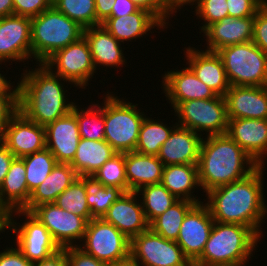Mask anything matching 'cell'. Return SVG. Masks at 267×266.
I'll list each match as a JSON object with an SVG mask.
<instances>
[{"instance_id":"obj_1","label":"cell","mask_w":267,"mask_h":266,"mask_svg":"<svg viewBox=\"0 0 267 266\" xmlns=\"http://www.w3.org/2000/svg\"><path fill=\"white\" fill-rule=\"evenodd\" d=\"M265 166H258L247 177L208 191L204 204L214 221L250 227L260 238L261 227L267 217V200L264 192ZM265 194V195H264ZM266 200V201H265ZM264 219V220H263Z\"/></svg>"},{"instance_id":"obj_2","label":"cell","mask_w":267,"mask_h":266,"mask_svg":"<svg viewBox=\"0 0 267 266\" xmlns=\"http://www.w3.org/2000/svg\"><path fill=\"white\" fill-rule=\"evenodd\" d=\"M34 66L33 69H22L18 107L26 118L45 127L72 110L76 102L69 101L68 96L71 93L65 88H68L69 84L72 88L73 84L54 74L43 63Z\"/></svg>"},{"instance_id":"obj_3","label":"cell","mask_w":267,"mask_h":266,"mask_svg":"<svg viewBox=\"0 0 267 266\" xmlns=\"http://www.w3.org/2000/svg\"><path fill=\"white\" fill-rule=\"evenodd\" d=\"M258 166L227 134L203 137L197 164L202 193L241 180Z\"/></svg>"},{"instance_id":"obj_4","label":"cell","mask_w":267,"mask_h":266,"mask_svg":"<svg viewBox=\"0 0 267 266\" xmlns=\"http://www.w3.org/2000/svg\"><path fill=\"white\" fill-rule=\"evenodd\" d=\"M261 240L250 227L215 221L202 254L192 264L227 266L249 262Z\"/></svg>"},{"instance_id":"obj_5","label":"cell","mask_w":267,"mask_h":266,"mask_svg":"<svg viewBox=\"0 0 267 266\" xmlns=\"http://www.w3.org/2000/svg\"><path fill=\"white\" fill-rule=\"evenodd\" d=\"M84 28L54 6L31 18L32 58L44 63L57 50L83 37Z\"/></svg>"},{"instance_id":"obj_6","label":"cell","mask_w":267,"mask_h":266,"mask_svg":"<svg viewBox=\"0 0 267 266\" xmlns=\"http://www.w3.org/2000/svg\"><path fill=\"white\" fill-rule=\"evenodd\" d=\"M112 92H105L104 122L106 140L116 153H128L135 151L139 131L146 112L138 107V104L126 101ZM116 95V96H115Z\"/></svg>"},{"instance_id":"obj_7","label":"cell","mask_w":267,"mask_h":266,"mask_svg":"<svg viewBox=\"0 0 267 266\" xmlns=\"http://www.w3.org/2000/svg\"><path fill=\"white\" fill-rule=\"evenodd\" d=\"M230 86H267V55L252 41L216 51Z\"/></svg>"},{"instance_id":"obj_8","label":"cell","mask_w":267,"mask_h":266,"mask_svg":"<svg viewBox=\"0 0 267 266\" xmlns=\"http://www.w3.org/2000/svg\"><path fill=\"white\" fill-rule=\"evenodd\" d=\"M174 113L178 126L193 130L201 136L226 134L229 119L224 96L181 102Z\"/></svg>"},{"instance_id":"obj_9","label":"cell","mask_w":267,"mask_h":266,"mask_svg":"<svg viewBox=\"0 0 267 266\" xmlns=\"http://www.w3.org/2000/svg\"><path fill=\"white\" fill-rule=\"evenodd\" d=\"M81 242L79 248L109 265L130 258V240L103 218H94L87 223Z\"/></svg>"},{"instance_id":"obj_10","label":"cell","mask_w":267,"mask_h":266,"mask_svg":"<svg viewBox=\"0 0 267 266\" xmlns=\"http://www.w3.org/2000/svg\"><path fill=\"white\" fill-rule=\"evenodd\" d=\"M21 216L20 222H23H17ZM10 230L11 235L16 236L12 239L14 245L32 263L47 259L61 249L46 227L30 212L11 211Z\"/></svg>"},{"instance_id":"obj_11","label":"cell","mask_w":267,"mask_h":266,"mask_svg":"<svg viewBox=\"0 0 267 266\" xmlns=\"http://www.w3.org/2000/svg\"><path fill=\"white\" fill-rule=\"evenodd\" d=\"M43 64L54 74L71 82L76 89L86 90V86L88 87L97 72L84 36L57 50Z\"/></svg>"},{"instance_id":"obj_12","label":"cell","mask_w":267,"mask_h":266,"mask_svg":"<svg viewBox=\"0 0 267 266\" xmlns=\"http://www.w3.org/2000/svg\"><path fill=\"white\" fill-rule=\"evenodd\" d=\"M130 258L141 266H193L176 241L150 228L130 240Z\"/></svg>"},{"instance_id":"obj_13","label":"cell","mask_w":267,"mask_h":266,"mask_svg":"<svg viewBox=\"0 0 267 266\" xmlns=\"http://www.w3.org/2000/svg\"><path fill=\"white\" fill-rule=\"evenodd\" d=\"M30 213L46 227L61 249L81 243L88 223L84 217L68 212L54 203L41 204Z\"/></svg>"},{"instance_id":"obj_14","label":"cell","mask_w":267,"mask_h":266,"mask_svg":"<svg viewBox=\"0 0 267 266\" xmlns=\"http://www.w3.org/2000/svg\"><path fill=\"white\" fill-rule=\"evenodd\" d=\"M33 62L31 45V18L21 15L0 17V63L13 65ZM11 62V63H10Z\"/></svg>"},{"instance_id":"obj_15","label":"cell","mask_w":267,"mask_h":266,"mask_svg":"<svg viewBox=\"0 0 267 266\" xmlns=\"http://www.w3.org/2000/svg\"><path fill=\"white\" fill-rule=\"evenodd\" d=\"M1 142L16 158L33 154L46 147L45 127L18 111L4 127Z\"/></svg>"},{"instance_id":"obj_16","label":"cell","mask_w":267,"mask_h":266,"mask_svg":"<svg viewBox=\"0 0 267 266\" xmlns=\"http://www.w3.org/2000/svg\"><path fill=\"white\" fill-rule=\"evenodd\" d=\"M214 222L204 202L196 204L185 216L176 242L191 263L202 254Z\"/></svg>"},{"instance_id":"obj_17","label":"cell","mask_w":267,"mask_h":266,"mask_svg":"<svg viewBox=\"0 0 267 266\" xmlns=\"http://www.w3.org/2000/svg\"><path fill=\"white\" fill-rule=\"evenodd\" d=\"M182 69L172 70L162 74L161 89L170 106L175 109L181 102L194 99L215 98L216 93L195 76L185 64Z\"/></svg>"},{"instance_id":"obj_18","label":"cell","mask_w":267,"mask_h":266,"mask_svg":"<svg viewBox=\"0 0 267 266\" xmlns=\"http://www.w3.org/2000/svg\"><path fill=\"white\" fill-rule=\"evenodd\" d=\"M226 134L259 166L267 164V119H229Z\"/></svg>"},{"instance_id":"obj_19","label":"cell","mask_w":267,"mask_h":266,"mask_svg":"<svg viewBox=\"0 0 267 266\" xmlns=\"http://www.w3.org/2000/svg\"><path fill=\"white\" fill-rule=\"evenodd\" d=\"M183 55L186 65L195 76L211 88L216 95L225 96L230 88L223 62L217 52L185 47Z\"/></svg>"},{"instance_id":"obj_20","label":"cell","mask_w":267,"mask_h":266,"mask_svg":"<svg viewBox=\"0 0 267 266\" xmlns=\"http://www.w3.org/2000/svg\"><path fill=\"white\" fill-rule=\"evenodd\" d=\"M139 198L136 192L123 193L103 216L106 222L115 226L129 240L149 229Z\"/></svg>"},{"instance_id":"obj_21","label":"cell","mask_w":267,"mask_h":266,"mask_svg":"<svg viewBox=\"0 0 267 266\" xmlns=\"http://www.w3.org/2000/svg\"><path fill=\"white\" fill-rule=\"evenodd\" d=\"M46 148L58 163L70 164L80 141L75 114L70 111L45 126Z\"/></svg>"},{"instance_id":"obj_22","label":"cell","mask_w":267,"mask_h":266,"mask_svg":"<svg viewBox=\"0 0 267 266\" xmlns=\"http://www.w3.org/2000/svg\"><path fill=\"white\" fill-rule=\"evenodd\" d=\"M224 97L228 119H267V86H230Z\"/></svg>"},{"instance_id":"obj_23","label":"cell","mask_w":267,"mask_h":266,"mask_svg":"<svg viewBox=\"0 0 267 266\" xmlns=\"http://www.w3.org/2000/svg\"><path fill=\"white\" fill-rule=\"evenodd\" d=\"M255 16L233 18L226 16L222 20L209 25L202 33L206 37L205 50H217L236 44L252 41Z\"/></svg>"},{"instance_id":"obj_24","label":"cell","mask_w":267,"mask_h":266,"mask_svg":"<svg viewBox=\"0 0 267 266\" xmlns=\"http://www.w3.org/2000/svg\"><path fill=\"white\" fill-rule=\"evenodd\" d=\"M201 136L181 126H176L162 144L157 157L166 165L198 164Z\"/></svg>"},{"instance_id":"obj_25","label":"cell","mask_w":267,"mask_h":266,"mask_svg":"<svg viewBox=\"0 0 267 266\" xmlns=\"http://www.w3.org/2000/svg\"><path fill=\"white\" fill-rule=\"evenodd\" d=\"M83 36L88 42L97 72L99 69L101 71V68L104 70L103 67L104 71L114 67L116 70L123 65L126 67L128 58L123 53L125 47H122V44L102 24L84 29Z\"/></svg>"},{"instance_id":"obj_26","label":"cell","mask_w":267,"mask_h":266,"mask_svg":"<svg viewBox=\"0 0 267 266\" xmlns=\"http://www.w3.org/2000/svg\"><path fill=\"white\" fill-rule=\"evenodd\" d=\"M102 25L123 45L125 41L128 43L136 42L137 39L152 34L156 27L160 32L166 28L153 14L145 9H139L129 16L109 17Z\"/></svg>"},{"instance_id":"obj_27","label":"cell","mask_w":267,"mask_h":266,"mask_svg":"<svg viewBox=\"0 0 267 266\" xmlns=\"http://www.w3.org/2000/svg\"><path fill=\"white\" fill-rule=\"evenodd\" d=\"M128 192L159 184L162 181L164 164L155 155H143L135 151L125 153Z\"/></svg>"},{"instance_id":"obj_28","label":"cell","mask_w":267,"mask_h":266,"mask_svg":"<svg viewBox=\"0 0 267 266\" xmlns=\"http://www.w3.org/2000/svg\"><path fill=\"white\" fill-rule=\"evenodd\" d=\"M78 177L70 164L57 163L46 180L31 192L28 203L21 210L31 212L41 204L54 203Z\"/></svg>"},{"instance_id":"obj_29","label":"cell","mask_w":267,"mask_h":266,"mask_svg":"<svg viewBox=\"0 0 267 266\" xmlns=\"http://www.w3.org/2000/svg\"><path fill=\"white\" fill-rule=\"evenodd\" d=\"M161 184L177 199L189 200L197 204L204 202L194 194L197 192L195 189L201 190L197 164L164 166Z\"/></svg>"},{"instance_id":"obj_30","label":"cell","mask_w":267,"mask_h":266,"mask_svg":"<svg viewBox=\"0 0 267 266\" xmlns=\"http://www.w3.org/2000/svg\"><path fill=\"white\" fill-rule=\"evenodd\" d=\"M116 152L106 140L80 138L75 156L70 163L79 177L91 178Z\"/></svg>"},{"instance_id":"obj_31","label":"cell","mask_w":267,"mask_h":266,"mask_svg":"<svg viewBox=\"0 0 267 266\" xmlns=\"http://www.w3.org/2000/svg\"><path fill=\"white\" fill-rule=\"evenodd\" d=\"M26 168L21 158H15L0 187V205L10 211L21 210L29 201L31 193L26 182Z\"/></svg>"},{"instance_id":"obj_32","label":"cell","mask_w":267,"mask_h":266,"mask_svg":"<svg viewBox=\"0 0 267 266\" xmlns=\"http://www.w3.org/2000/svg\"><path fill=\"white\" fill-rule=\"evenodd\" d=\"M154 119L145 116L140 131L135 152L143 155L159 154L162 144L168 139L173 129L178 125L177 122L169 126L163 121L166 119ZM168 125V126H167Z\"/></svg>"},{"instance_id":"obj_33","label":"cell","mask_w":267,"mask_h":266,"mask_svg":"<svg viewBox=\"0 0 267 266\" xmlns=\"http://www.w3.org/2000/svg\"><path fill=\"white\" fill-rule=\"evenodd\" d=\"M196 204L178 199L168 210L156 217L149 224V228L167 240L176 241L185 216Z\"/></svg>"},{"instance_id":"obj_34","label":"cell","mask_w":267,"mask_h":266,"mask_svg":"<svg viewBox=\"0 0 267 266\" xmlns=\"http://www.w3.org/2000/svg\"><path fill=\"white\" fill-rule=\"evenodd\" d=\"M90 102L91 105L85 106V108L75 103L71 110L76 116L80 138L104 140V103L98 102L95 104V100Z\"/></svg>"},{"instance_id":"obj_35","label":"cell","mask_w":267,"mask_h":266,"mask_svg":"<svg viewBox=\"0 0 267 266\" xmlns=\"http://www.w3.org/2000/svg\"><path fill=\"white\" fill-rule=\"evenodd\" d=\"M136 193L141 197L142 208L149 224L178 200L161 183L144 186Z\"/></svg>"},{"instance_id":"obj_36","label":"cell","mask_w":267,"mask_h":266,"mask_svg":"<svg viewBox=\"0 0 267 266\" xmlns=\"http://www.w3.org/2000/svg\"><path fill=\"white\" fill-rule=\"evenodd\" d=\"M88 187L89 177H78L56 198L54 204L68 212L84 217L89 222L91 212L87 204Z\"/></svg>"},{"instance_id":"obj_37","label":"cell","mask_w":267,"mask_h":266,"mask_svg":"<svg viewBox=\"0 0 267 266\" xmlns=\"http://www.w3.org/2000/svg\"><path fill=\"white\" fill-rule=\"evenodd\" d=\"M21 159L26 168V182L30 193L46 180L58 163L46 147L33 154L23 156Z\"/></svg>"},{"instance_id":"obj_38","label":"cell","mask_w":267,"mask_h":266,"mask_svg":"<svg viewBox=\"0 0 267 266\" xmlns=\"http://www.w3.org/2000/svg\"><path fill=\"white\" fill-rule=\"evenodd\" d=\"M91 180L106 187H117L127 193L125 153L114 154L93 174Z\"/></svg>"},{"instance_id":"obj_39","label":"cell","mask_w":267,"mask_h":266,"mask_svg":"<svg viewBox=\"0 0 267 266\" xmlns=\"http://www.w3.org/2000/svg\"><path fill=\"white\" fill-rule=\"evenodd\" d=\"M52 6L84 29L97 26L95 0H52Z\"/></svg>"},{"instance_id":"obj_40","label":"cell","mask_w":267,"mask_h":266,"mask_svg":"<svg viewBox=\"0 0 267 266\" xmlns=\"http://www.w3.org/2000/svg\"><path fill=\"white\" fill-rule=\"evenodd\" d=\"M123 193L117 187H106L95 183L89 178L87 204L91 212V219L103 218L108 209Z\"/></svg>"},{"instance_id":"obj_41","label":"cell","mask_w":267,"mask_h":266,"mask_svg":"<svg viewBox=\"0 0 267 266\" xmlns=\"http://www.w3.org/2000/svg\"><path fill=\"white\" fill-rule=\"evenodd\" d=\"M191 7L192 9L195 7V11L191 12H195L194 15L197 16L196 19L203 21L201 23L202 26L199 27V35H201L209 25L229 16L226 0H196Z\"/></svg>"},{"instance_id":"obj_42","label":"cell","mask_w":267,"mask_h":266,"mask_svg":"<svg viewBox=\"0 0 267 266\" xmlns=\"http://www.w3.org/2000/svg\"><path fill=\"white\" fill-rule=\"evenodd\" d=\"M140 9H145L153 14L167 29L169 19L176 13L165 3V0H131Z\"/></svg>"},{"instance_id":"obj_43","label":"cell","mask_w":267,"mask_h":266,"mask_svg":"<svg viewBox=\"0 0 267 266\" xmlns=\"http://www.w3.org/2000/svg\"><path fill=\"white\" fill-rule=\"evenodd\" d=\"M228 14L231 17L243 18L255 16L257 11L265 4L262 0H226Z\"/></svg>"},{"instance_id":"obj_44","label":"cell","mask_w":267,"mask_h":266,"mask_svg":"<svg viewBox=\"0 0 267 266\" xmlns=\"http://www.w3.org/2000/svg\"><path fill=\"white\" fill-rule=\"evenodd\" d=\"M14 15L36 17L52 6V0H13Z\"/></svg>"},{"instance_id":"obj_45","label":"cell","mask_w":267,"mask_h":266,"mask_svg":"<svg viewBox=\"0 0 267 266\" xmlns=\"http://www.w3.org/2000/svg\"><path fill=\"white\" fill-rule=\"evenodd\" d=\"M252 42L267 55V3L255 14Z\"/></svg>"},{"instance_id":"obj_46","label":"cell","mask_w":267,"mask_h":266,"mask_svg":"<svg viewBox=\"0 0 267 266\" xmlns=\"http://www.w3.org/2000/svg\"><path fill=\"white\" fill-rule=\"evenodd\" d=\"M63 249L66 252L69 266H111L90 256L78 246H70Z\"/></svg>"},{"instance_id":"obj_47","label":"cell","mask_w":267,"mask_h":266,"mask_svg":"<svg viewBox=\"0 0 267 266\" xmlns=\"http://www.w3.org/2000/svg\"><path fill=\"white\" fill-rule=\"evenodd\" d=\"M19 96L0 95V132L9 123L11 118L19 111Z\"/></svg>"},{"instance_id":"obj_48","label":"cell","mask_w":267,"mask_h":266,"mask_svg":"<svg viewBox=\"0 0 267 266\" xmlns=\"http://www.w3.org/2000/svg\"><path fill=\"white\" fill-rule=\"evenodd\" d=\"M15 245H8L0 251V266H32L23 253Z\"/></svg>"},{"instance_id":"obj_49","label":"cell","mask_w":267,"mask_h":266,"mask_svg":"<svg viewBox=\"0 0 267 266\" xmlns=\"http://www.w3.org/2000/svg\"><path fill=\"white\" fill-rule=\"evenodd\" d=\"M139 9L131 0H114L111 17L129 16Z\"/></svg>"},{"instance_id":"obj_50","label":"cell","mask_w":267,"mask_h":266,"mask_svg":"<svg viewBox=\"0 0 267 266\" xmlns=\"http://www.w3.org/2000/svg\"><path fill=\"white\" fill-rule=\"evenodd\" d=\"M16 157L13 153L0 142V187L8 173L11 163Z\"/></svg>"},{"instance_id":"obj_51","label":"cell","mask_w":267,"mask_h":266,"mask_svg":"<svg viewBox=\"0 0 267 266\" xmlns=\"http://www.w3.org/2000/svg\"><path fill=\"white\" fill-rule=\"evenodd\" d=\"M0 64L2 65V63ZM0 69H2V67ZM5 76H6V73L2 74L0 70V95L19 96V78H18V82H16V85H15V81L11 82V80H9L11 79L10 76L9 78Z\"/></svg>"},{"instance_id":"obj_52","label":"cell","mask_w":267,"mask_h":266,"mask_svg":"<svg viewBox=\"0 0 267 266\" xmlns=\"http://www.w3.org/2000/svg\"><path fill=\"white\" fill-rule=\"evenodd\" d=\"M114 0H95L97 26L111 17Z\"/></svg>"},{"instance_id":"obj_53","label":"cell","mask_w":267,"mask_h":266,"mask_svg":"<svg viewBox=\"0 0 267 266\" xmlns=\"http://www.w3.org/2000/svg\"><path fill=\"white\" fill-rule=\"evenodd\" d=\"M32 266H69L66 252L64 249H60L55 254L51 255L47 259L42 261L34 262Z\"/></svg>"},{"instance_id":"obj_54","label":"cell","mask_w":267,"mask_h":266,"mask_svg":"<svg viewBox=\"0 0 267 266\" xmlns=\"http://www.w3.org/2000/svg\"><path fill=\"white\" fill-rule=\"evenodd\" d=\"M10 218H11V211L3 205H0V235L8 233L10 230Z\"/></svg>"},{"instance_id":"obj_55","label":"cell","mask_w":267,"mask_h":266,"mask_svg":"<svg viewBox=\"0 0 267 266\" xmlns=\"http://www.w3.org/2000/svg\"><path fill=\"white\" fill-rule=\"evenodd\" d=\"M196 0H165V3L177 13L185 6H191ZM178 10V11H177Z\"/></svg>"},{"instance_id":"obj_56","label":"cell","mask_w":267,"mask_h":266,"mask_svg":"<svg viewBox=\"0 0 267 266\" xmlns=\"http://www.w3.org/2000/svg\"><path fill=\"white\" fill-rule=\"evenodd\" d=\"M14 14L13 0H0V17Z\"/></svg>"},{"instance_id":"obj_57","label":"cell","mask_w":267,"mask_h":266,"mask_svg":"<svg viewBox=\"0 0 267 266\" xmlns=\"http://www.w3.org/2000/svg\"><path fill=\"white\" fill-rule=\"evenodd\" d=\"M111 266H141L139 263H137L136 261L132 260L131 258L125 260V261H121L117 264L111 265Z\"/></svg>"},{"instance_id":"obj_58","label":"cell","mask_w":267,"mask_h":266,"mask_svg":"<svg viewBox=\"0 0 267 266\" xmlns=\"http://www.w3.org/2000/svg\"><path fill=\"white\" fill-rule=\"evenodd\" d=\"M248 262L246 263H240V264H235V265H227V266H246Z\"/></svg>"}]
</instances>
